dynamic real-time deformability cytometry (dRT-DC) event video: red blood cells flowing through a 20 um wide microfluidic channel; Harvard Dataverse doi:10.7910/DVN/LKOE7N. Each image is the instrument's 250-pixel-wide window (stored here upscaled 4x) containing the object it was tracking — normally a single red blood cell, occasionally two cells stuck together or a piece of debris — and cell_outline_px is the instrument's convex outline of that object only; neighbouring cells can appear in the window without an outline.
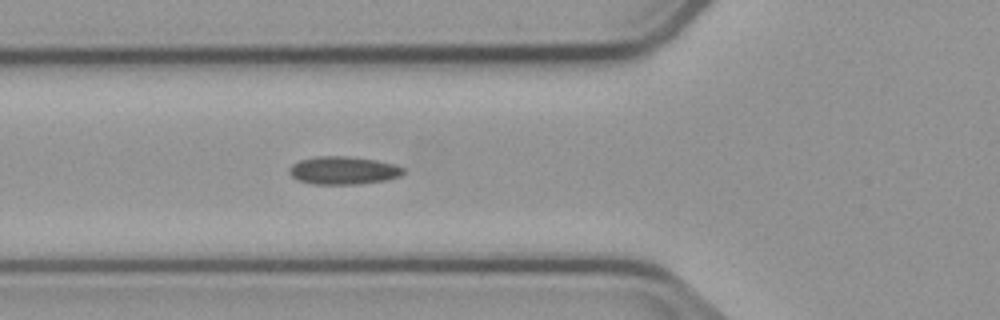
{"species": "common noctule bat (a hibernating species)", "species_latin": "Nyctalus noctula", "temperature_condition": "cold", "stored_images_in_passage": 6, "camera_frame_rate_fps": 3000, "um_per_image_px": 0.085, "animal": {"sex": "male", "body_mass_g": 23.1, "forearm_length_mm": 52.7}, "frame": {"image": 1, "passage_image": 6, "time_ms": 5.667, "image_size_px": [1000, 320], "cell_outline_px": [[404, 172], [400, 176], [388, 180], [360, 184], [312, 184], [296, 180], [288, 172], [288, 168], [292, 164], [300, 160], [316, 156], [348, 156], [376, 160], [396, 164], [404, 168]], "centroid_in_image_um": [29.18, 14.49], "position_along_channel_um": 96.6, "area_um2": 18.84}}